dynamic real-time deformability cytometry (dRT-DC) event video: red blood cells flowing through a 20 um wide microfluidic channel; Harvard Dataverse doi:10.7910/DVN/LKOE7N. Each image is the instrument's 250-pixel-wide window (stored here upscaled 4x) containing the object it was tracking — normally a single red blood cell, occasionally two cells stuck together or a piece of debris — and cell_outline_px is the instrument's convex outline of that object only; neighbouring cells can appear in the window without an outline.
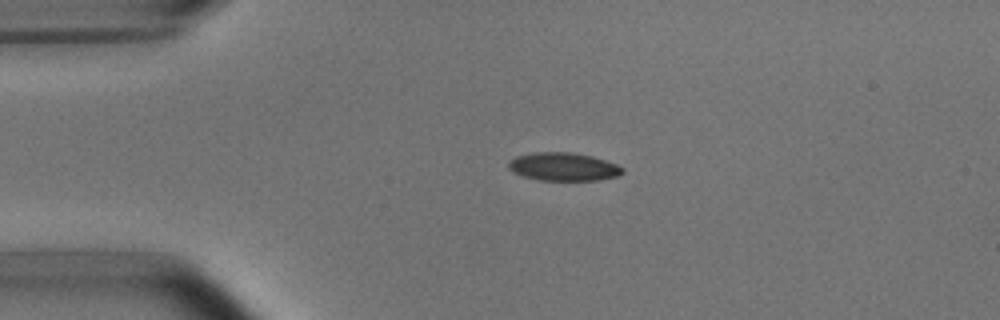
{"species": "common noctule bat (a hibernating species)", "species_latin": "Nyctalus noctula", "temperature_condition": "room temperature", "stored_images_in_passage": 2, "camera_frame_rate_fps": 3000, "um_per_image_px": 0.085, "animal": {"sex": "male", "body_mass_g": 15.6}, "frame": {"image": 1, "passage_image": 1, "time_ms": 0.0, "image_size_px": [1000, 320], "cell_outline_px": [[624, 172], [620, 176], [600, 180], [540, 180], [524, 176], [508, 168], [508, 160], [516, 156], [536, 152], [572, 152], [592, 156], [616, 164], [624, 168]], "centroid_in_image_um": [47.92, 14.17], "position_along_channel_um": 37.1, "area_um2": 18.73}}